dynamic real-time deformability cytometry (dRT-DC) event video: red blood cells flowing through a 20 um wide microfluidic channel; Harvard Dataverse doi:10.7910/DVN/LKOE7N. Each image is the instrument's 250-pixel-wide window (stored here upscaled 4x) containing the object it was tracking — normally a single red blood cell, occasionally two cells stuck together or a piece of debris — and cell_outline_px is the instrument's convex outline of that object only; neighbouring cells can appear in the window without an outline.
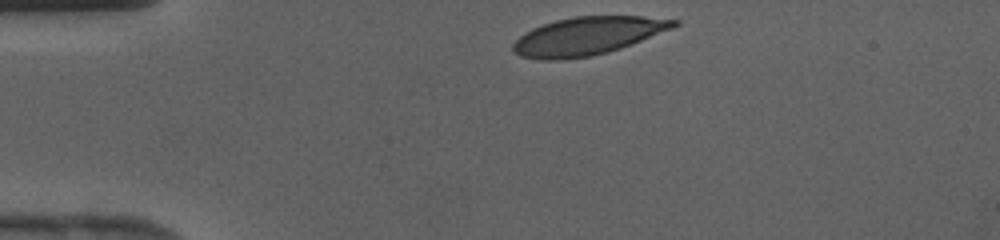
{"species": "human", "species_latin": "Homo sapiens", "temperature_condition": "cold", "stored_images_in_passage": 27, "camera_frame_rate_fps": 3000, "um_per_image_px": 0.085, "donor": {"sex": "female"}, "frame": {"image": 1, "passage_image": 1, "time_ms": 0.0, "image_size_px": [1000, 240], "cell_outline_px": [[680, 24], [672, 28], [620, 48], [608, 52], [592, 56], [560, 60], [540, 60], [520, 56], [512, 52], [512, 44], [524, 32], [532, 28], [556, 20], [576, 16], [640, 16], [680, 20]], "centroid_in_image_um": [49.9, 3.06], "position_along_channel_um": 35.1, "area_um2": 35.55}}
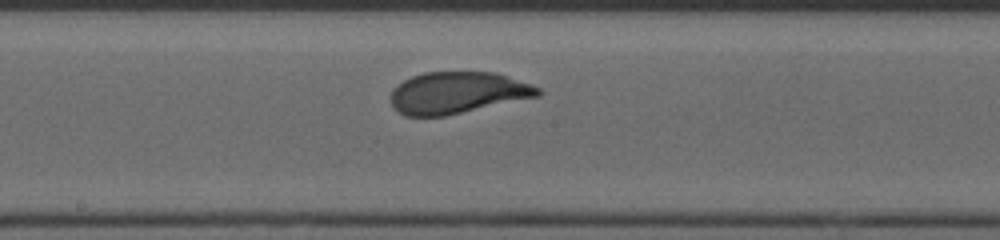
{"frame": {"image": 2, "passage_image": 15, "time_ms": 4.667, "image_size_px": [1000, 240], "cell_outline_px": [[544, 92], [540, 96], [444, 116], [404, 116], [392, 104], [392, 88], [404, 80], [412, 76], [424, 72], [492, 72], [532, 84], [540, 88]], "centroid_in_image_um": [38.91, 7.88], "position_along_channel_um": 209.3, "area_um2": 35.6}}
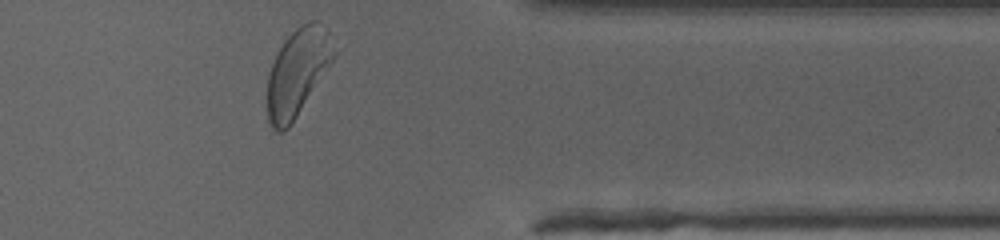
{"frame": {"image": 3, "passage_image": 27, "time_ms": 8.667, "image_size_px": [1000, 240], "cell_outline_px": [[336, 56], [288, 128], [284, 132], [276, 132], [272, 128], [268, 120], [268, 72], [276, 52], [284, 40], [300, 24], [308, 20], [316, 20], [328, 28], [336, 52]], "centroid_in_image_um": [25.3, 6.08], "position_along_channel_um": 386.1, "area_um2": 33.87}}